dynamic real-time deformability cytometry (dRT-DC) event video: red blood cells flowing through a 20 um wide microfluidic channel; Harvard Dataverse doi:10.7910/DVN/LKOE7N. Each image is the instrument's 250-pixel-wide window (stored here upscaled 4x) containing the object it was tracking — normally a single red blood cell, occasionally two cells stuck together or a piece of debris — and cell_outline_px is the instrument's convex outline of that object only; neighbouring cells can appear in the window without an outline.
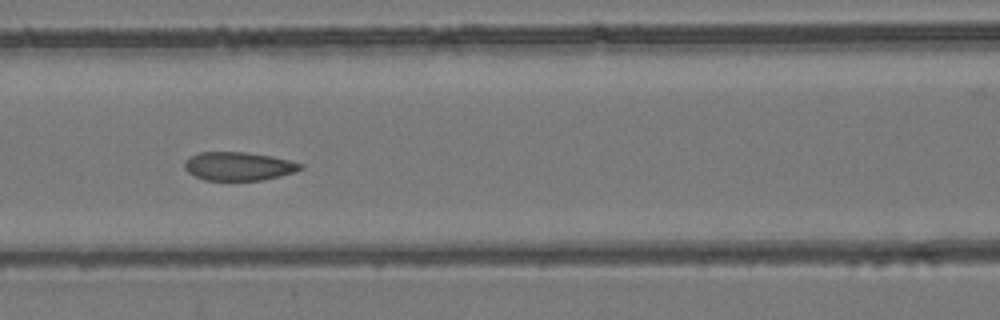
{"species": "common noctule bat (a hibernating species)", "species_latin": "Nyctalus noctula", "temperature_condition": "room temperature", "stored_images_in_passage": 9, "camera_frame_rate_fps": 3000, "um_per_image_px": 0.085, "animal": {"sex": "female", "body_mass_g": 24.6, "forearm_length_mm": 56.2}, "frame": {"image": 1, "passage_image": 7, "time_ms": 2.0, "image_size_px": [1000, 320], "cell_outline_px": [[304, 168], [296, 172], [264, 180], [204, 180], [188, 172], [184, 168], [184, 164], [188, 156], [200, 152], [248, 152], [272, 156], [304, 164]], "centroid_in_image_um": [20.3, 14.12], "position_along_channel_um": 146.3, "area_um2": 19.42}}
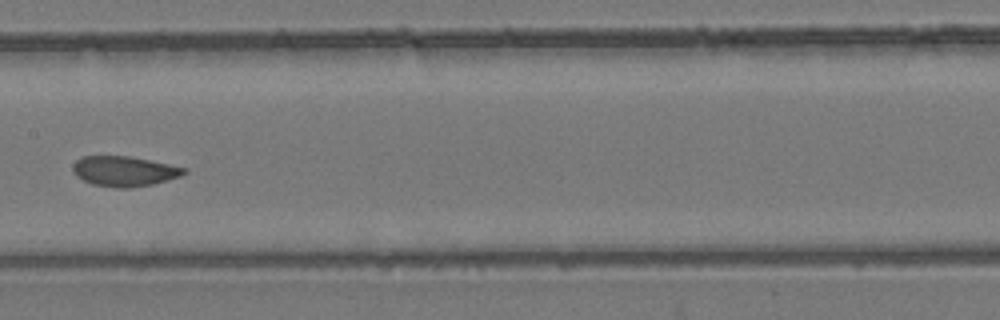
{"frame": {"image": 2, "passage_image": 8, "time_ms": 2.333, "image_size_px": [1000, 320], "cell_outline_px": [[188, 172], [180, 176], [152, 184], [128, 188], [116, 188], [92, 184], [76, 176], [72, 168], [72, 164], [80, 156], [128, 156], [188, 168]], "centroid_in_image_um": [10.54, 14.55], "position_along_channel_um": 196.9, "area_um2": 19.48}}
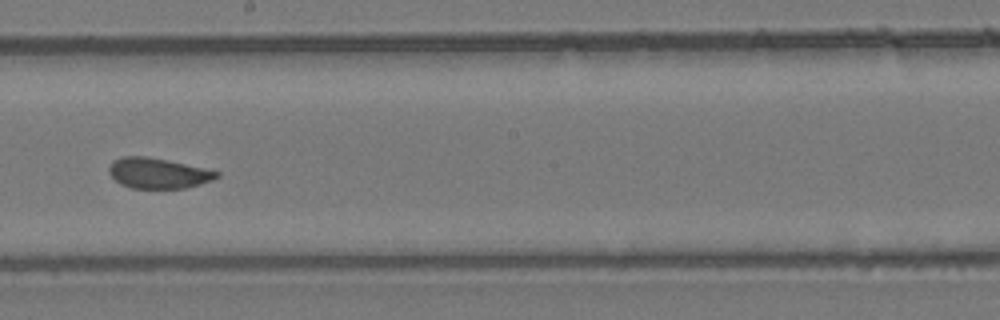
{"frame": {"image": 3, "passage_image": 9, "time_ms": 2.667, "image_size_px": [1000, 320], "cell_outline_px": [[220, 176], [212, 180], [200, 184], [184, 188], [132, 188], [120, 184], [108, 172], [108, 168], [112, 160], [120, 156], [144, 156], [184, 164], [220, 172]], "centroid_in_image_um": [13.39, 14.72], "position_along_channel_um": 234.8, "area_um2": 18.9}}